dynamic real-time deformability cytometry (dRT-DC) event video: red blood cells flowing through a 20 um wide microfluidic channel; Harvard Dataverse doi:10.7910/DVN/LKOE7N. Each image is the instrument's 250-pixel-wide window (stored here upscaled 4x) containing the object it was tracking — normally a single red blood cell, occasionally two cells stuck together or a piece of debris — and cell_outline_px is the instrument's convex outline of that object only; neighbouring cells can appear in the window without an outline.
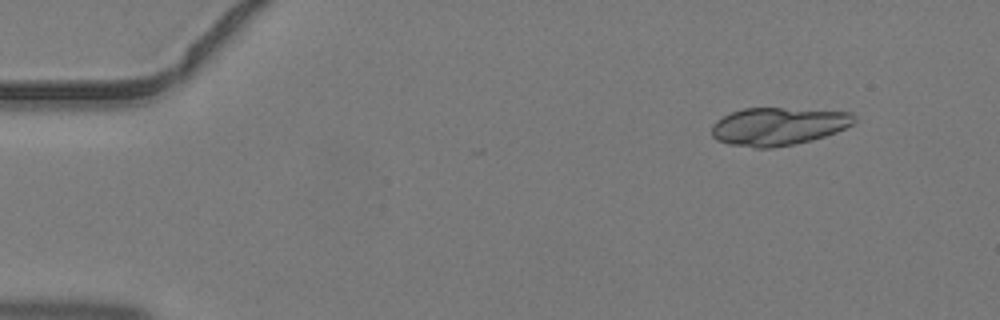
{"species": "common noctule bat (a hibernating species)", "species_latin": "Nyctalus noctula", "temperature_condition": "warm", "stored_images_in_passage": 4, "camera_frame_rate_fps": 3000, "um_per_image_px": 0.085, "animal": {"sex": "male", "body_mass_g": 19.2, "forearm_length_mm": 51.8}, "frame": {"image": 1, "passage_image": 2, "time_ms": 0.333, "image_size_px": [1000, 320], "cell_outline_px": [[856, 120], [852, 124], [836, 132], [812, 140], [772, 148], [756, 148], [728, 144], [716, 140], [712, 136], [712, 124], [716, 120], [732, 112], [744, 108], [780, 108], [852, 112], [856, 116]], "centroid_in_image_um": [66.13, 10.74], "position_along_channel_um": 18.9, "area_um2": 31.39}}
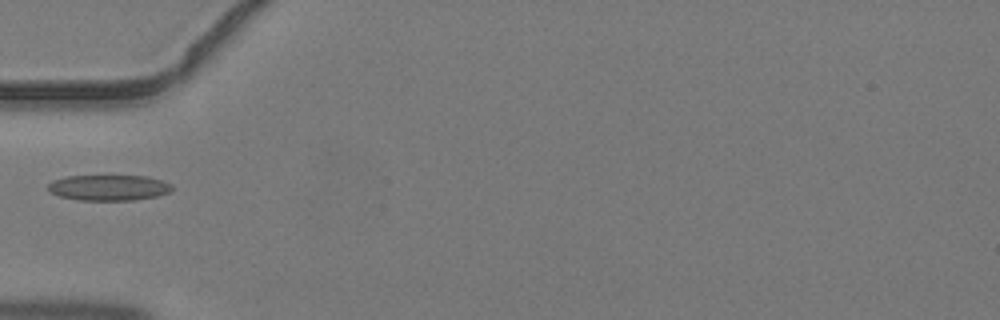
{"frame": {"image": 2, "passage_image": 4, "time_ms": 1.0, "image_size_px": [1000, 320], "cell_outline_px": [[172, 188], [168, 192], [156, 196], [132, 200], [76, 200], [60, 196], [48, 192], [48, 184], [52, 180], [64, 176], [108, 172], [148, 176], [172, 184]], "centroid_in_image_um": [9.18, 15.88], "position_along_channel_um": 75.8, "area_um2": 19.77}}